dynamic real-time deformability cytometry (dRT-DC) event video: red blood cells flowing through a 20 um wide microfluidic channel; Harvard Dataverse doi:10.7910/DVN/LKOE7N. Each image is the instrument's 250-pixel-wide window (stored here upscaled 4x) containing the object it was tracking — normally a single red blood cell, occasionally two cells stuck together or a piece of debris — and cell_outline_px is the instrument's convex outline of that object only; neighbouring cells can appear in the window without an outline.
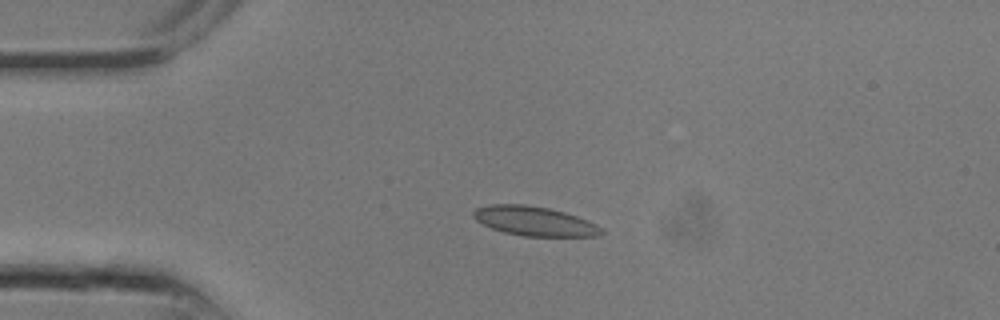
{"species": "common noctule bat (a hibernating species)", "species_latin": "Nyctalus noctula", "temperature_condition": "room temperature", "stored_images_in_passage": 13, "camera_frame_rate_fps": 3000, "um_per_image_px": 0.085, "animal": {"sex": "male", "body_mass_g": 13.3}, "frame": {"image": 1, "passage_image": 5, "time_ms": 1.333, "image_size_px": [1000, 320], "cell_outline_px": [[604, 232], [596, 236], [524, 236], [504, 232], [492, 228], [476, 220], [472, 216], [472, 212], [476, 208], [488, 204], [524, 204], [548, 208], [564, 212], [588, 220], [604, 228]], "centroid_in_image_um": [45.43, 18.79], "position_along_channel_um": 39.6, "area_um2": 21.91}}
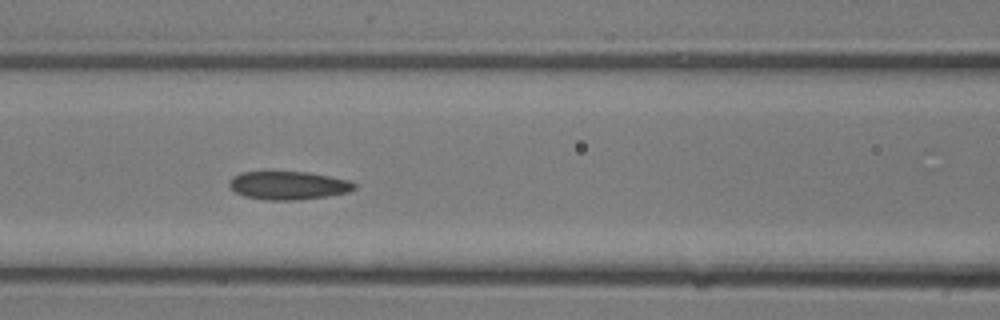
{"frame": {"image": 2, "passage_image": 10, "time_ms": 3.0, "image_size_px": [1000, 320], "cell_outline_px": [[356, 188], [348, 192], [328, 196], [296, 200], [264, 200], [244, 196], [236, 192], [228, 184], [228, 180], [232, 176], [240, 172], [308, 172], [348, 180], [356, 184]], "centroid_in_image_um": [24.48, 15.76], "position_along_channel_um": 142.1, "area_um2": 20.63}}
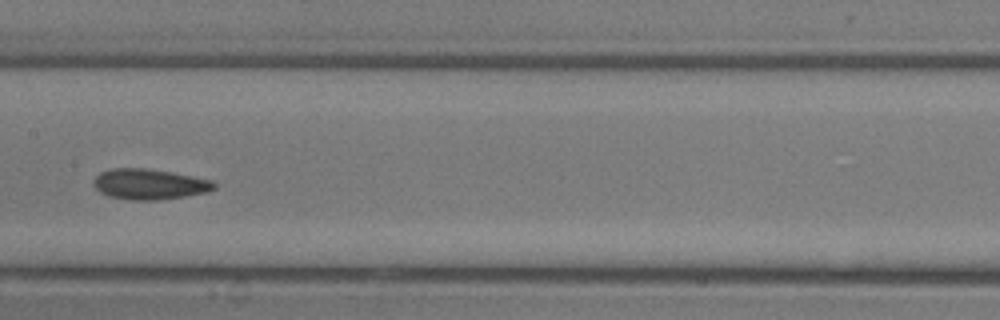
{"frame": {"image": 3, "passage_image": 12, "time_ms": 3.667, "image_size_px": [1000, 320], "cell_outline_px": [[216, 188], [208, 192], [184, 196], [156, 200], [132, 200], [108, 196], [100, 192], [92, 184], [92, 180], [100, 172], [112, 168], [144, 168], [172, 172], [212, 180], [216, 184]], "centroid_in_image_um": [12.68, 15.65], "position_along_channel_um": 194.7, "area_um2": 21.5}}